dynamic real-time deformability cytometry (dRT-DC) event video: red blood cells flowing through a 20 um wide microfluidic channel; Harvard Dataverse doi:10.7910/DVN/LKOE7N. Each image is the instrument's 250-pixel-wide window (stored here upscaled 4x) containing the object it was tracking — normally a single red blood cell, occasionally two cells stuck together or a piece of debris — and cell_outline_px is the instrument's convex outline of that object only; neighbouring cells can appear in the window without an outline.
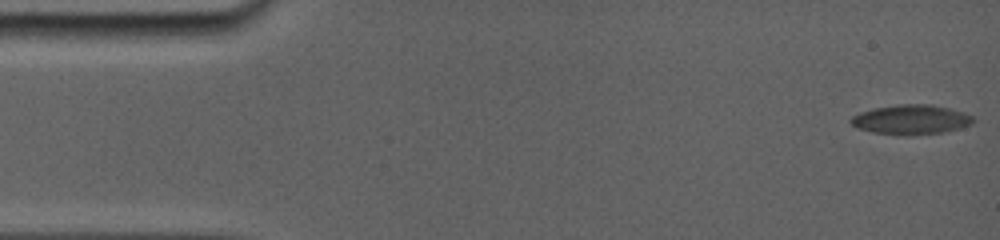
{"species": "common noctule bat (a hibernating species)", "species_latin": "Nyctalus noctula", "temperature_condition": "room temperature", "stored_images_in_passage": 68, "camera_frame_rate_fps": 5000, "um_per_image_px": 0.085, "animal": {"sex": "female", "body_mass_g": 19.0, "forearm_length_mm": 56.7}, "frame": {"image": 1, "passage_image": 1, "time_ms": 0.0, "image_size_px": [1000, 240], "cell_outline_px": [[972, 120], [968, 124], [956, 128], [940, 132], [876, 132], [860, 128], [852, 124], [852, 116], [876, 108], [900, 104], [928, 104], [948, 108], [972, 116]], "centroid_in_image_um": [77.43, 10.11], "position_along_channel_um": 7.6, "area_um2": 19.25}}
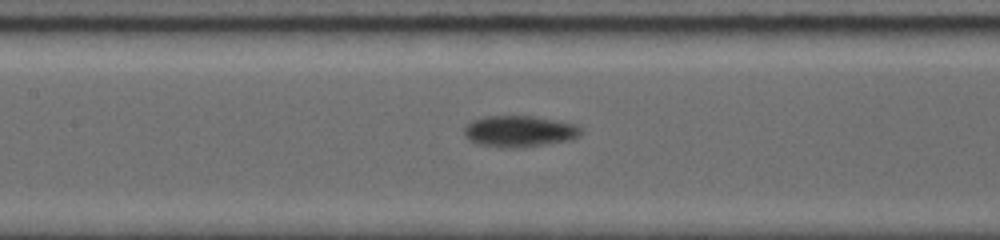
{"frame": {"image": 2, "passage_image": 39, "time_ms": 7.6, "image_size_px": [1000, 240], "cell_outline_px": [[580, 132], [576, 136], [564, 140], [532, 144], [480, 144], [472, 140], [464, 132], [464, 128], [472, 120], [484, 116], [532, 116], [572, 124]], "centroid_in_image_um": [44.05, 11.07], "position_along_channel_um": 163.4, "area_um2": 19.13}}
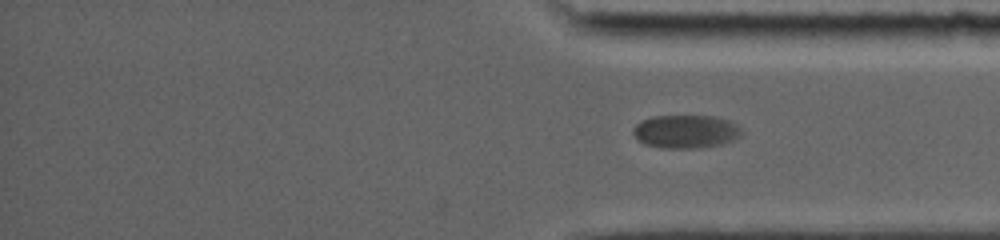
{"frame": {"image": 3, "passage_image": 68, "time_ms": 13.4, "image_size_px": [1000, 240], "cell_outline_px": [[744, 132], [740, 136], [724, 144], [696, 148], [664, 148], [644, 144], [636, 140], [632, 132], [632, 128], [636, 124], [652, 116], [712, 116], [728, 120], [736, 124]], "centroid_in_image_um": [58.28, 11.19], "position_along_channel_um": 376.9, "area_um2": 21.15}}